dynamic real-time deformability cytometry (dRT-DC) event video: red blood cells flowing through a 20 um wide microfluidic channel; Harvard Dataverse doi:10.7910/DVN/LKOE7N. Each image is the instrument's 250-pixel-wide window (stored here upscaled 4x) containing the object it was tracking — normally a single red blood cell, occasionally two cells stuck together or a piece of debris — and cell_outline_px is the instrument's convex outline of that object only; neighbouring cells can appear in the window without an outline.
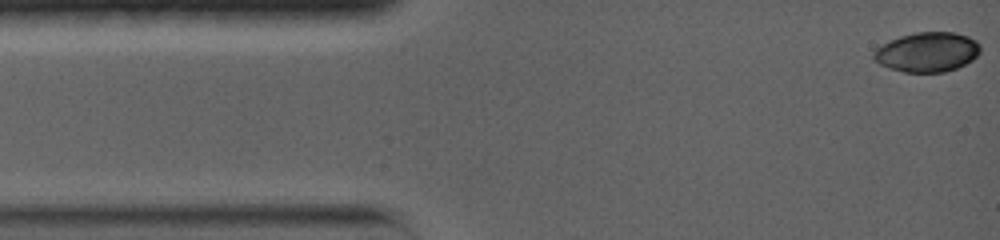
{"species": "common noctule bat (a hibernating species)", "species_latin": "Nyctalus noctula", "temperature_condition": "warm", "stored_images_in_passage": 35, "camera_frame_rate_fps": 5000, "um_per_image_px": 0.085, "animal": {"sex": "female", "body_mass_g": 19.0, "forearm_length_mm": 56.7}, "frame": {"image": 1, "passage_image": 1, "time_ms": 0.0, "image_size_px": [1000, 240], "cell_outline_px": [[980, 52], [972, 60], [956, 68], [944, 72], [904, 72], [888, 68], [880, 64], [872, 56], [872, 52], [880, 44], [900, 36], [916, 32], [952, 32], [968, 36], [976, 40], [980, 44]], "centroid_in_image_um": [78.8, 4.42], "position_along_channel_um": 6.2, "area_um2": 24.74}}
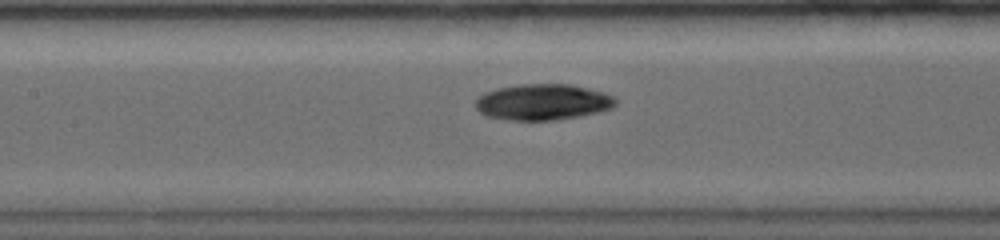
{"frame": {"image": 2, "passage_image": 16, "time_ms": 6.2, "image_size_px": [1000, 240], "cell_outline_px": [[616, 104], [612, 108], [600, 112], [556, 120], [512, 120], [484, 116], [476, 108], [476, 100], [484, 92], [496, 88], [516, 84], [572, 84], [604, 92], [612, 96], [616, 100]], "centroid_in_image_um": [46.13, 8.67], "position_along_channel_um": 161.3, "area_um2": 29.59}}
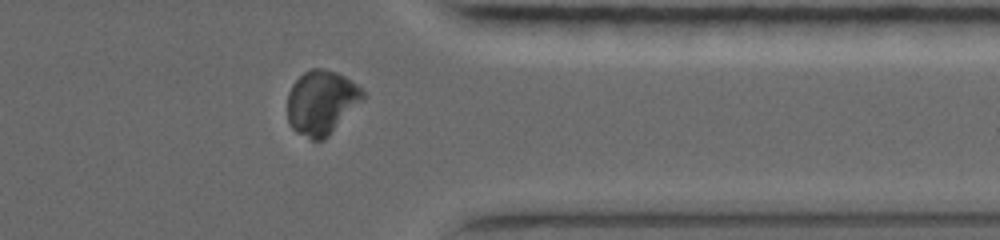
{"frame": {"image": 3, "passage_image": 31, "time_ms": 12.2, "image_size_px": [1000, 240], "cell_outline_px": [[364, 96], [328, 136], [324, 140], [312, 140], [296, 132], [288, 124], [288, 92], [292, 84], [304, 72], [312, 68], [320, 68], [336, 72], [344, 76], [356, 84], [364, 92]], "centroid_in_image_um": [27.27, 8.7], "position_along_channel_um": 384.1, "area_um2": 27.74}, "authors_computed_cell_mechanics": {"area_um2": 28.2642, "velocity_mm_per_s": 3.7934, "shape_relaxation_time_tau1_ms": null, "shape_relaxation_time_tau2_ms": 4.4995, "deformation_change_tau1": null, "deformation_change_tau2": 0.0274}}